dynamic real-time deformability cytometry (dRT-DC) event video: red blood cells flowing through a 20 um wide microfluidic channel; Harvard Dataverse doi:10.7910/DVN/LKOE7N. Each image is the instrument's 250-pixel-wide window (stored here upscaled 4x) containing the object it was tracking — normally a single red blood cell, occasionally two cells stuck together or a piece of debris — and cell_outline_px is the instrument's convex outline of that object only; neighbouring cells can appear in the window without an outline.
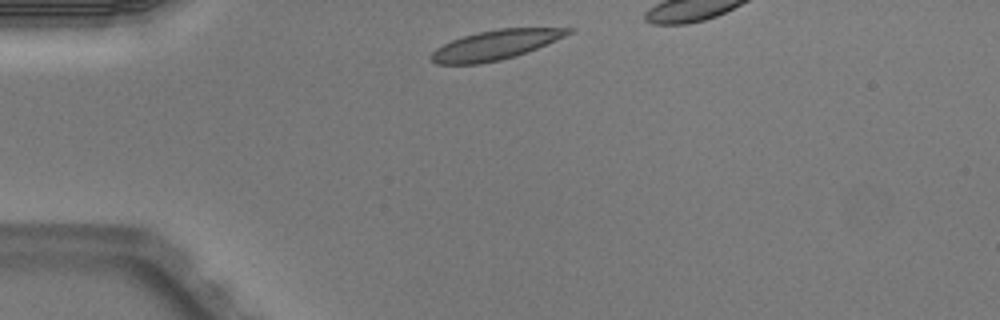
{"species": "Egyptian fruit bat (a non-hibernating species)", "species_latin": "Rousettus aegyptiacus", "temperature_condition": "warm", "stored_images_in_passage": 3, "camera_frame_rate_fps": 3000, "um_per_image_px": 0.085, "animal": {"sex": "male"}, "frame": {"image": 1, "passage_image": 1, "time_ms": 0.0, "image_size_px": [1000, 320], "cell_outline_px": [[576, 28], [572, 32], [556, 40], [528, 52], [516, 56], [500, 60], [480, 64], [436, 64], [428, 56], [436, 48], [452, 40], [464, 36], [480, 32], [500, 28]], "centroid_in_image_um": [42.1, 3.83], "position_along_channel_um": 42.9, "area_um2": 23.47}}